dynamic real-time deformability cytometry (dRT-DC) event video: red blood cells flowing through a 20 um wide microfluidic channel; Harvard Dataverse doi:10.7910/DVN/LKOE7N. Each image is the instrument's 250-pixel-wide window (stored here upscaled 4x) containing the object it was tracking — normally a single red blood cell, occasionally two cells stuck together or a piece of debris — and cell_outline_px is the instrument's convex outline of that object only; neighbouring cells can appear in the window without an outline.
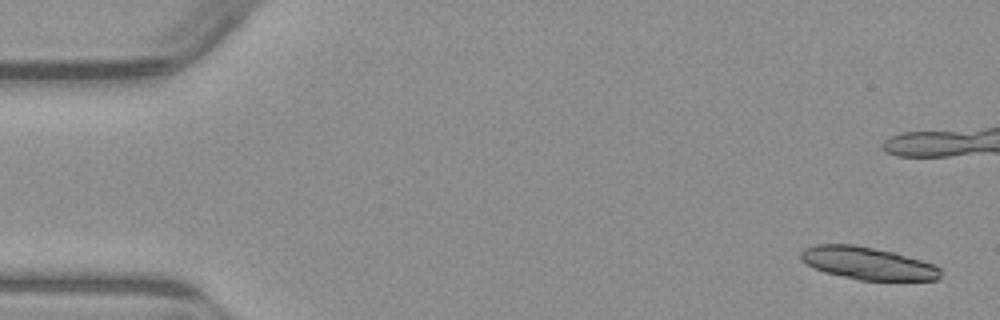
{"species": "common noctule bat (a hibernating species)", "species_latin": "Nyctalus noctula", "temperature_condition": "warm", "stored_images_in_passage": 6, "camera_frame_rate_fps": 3000, "um_per_image_px": 0.085, "animal": {"sex": "male", "body_mass_g": 23.1, "forearm_length_mm": 52.7}, "frame": {"image": 1, "passage_image": 1, "time_ms": 0.0, "image_size_px": [1000, 320], "cell_outline_px": [[940, 280], [860, 280], [824, 272], [812, 268], [800, 260], [800, 252], [804, 248], [816, 244], [856, 244], [892, 252], [920, 260], [932, 264], [940, 268]], "centroid_in_image_um": [73.69, 22.37], "position_along_channel_um": 11.3, "area_um2": 26.47}}